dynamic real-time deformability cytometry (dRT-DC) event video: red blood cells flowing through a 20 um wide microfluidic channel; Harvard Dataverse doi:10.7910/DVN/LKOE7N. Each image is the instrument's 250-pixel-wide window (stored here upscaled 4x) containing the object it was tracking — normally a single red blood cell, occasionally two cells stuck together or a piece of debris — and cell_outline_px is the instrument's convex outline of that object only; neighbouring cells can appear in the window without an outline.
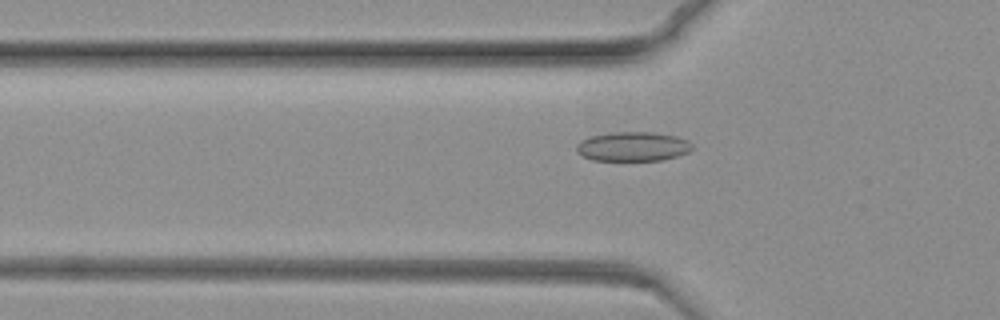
{"species": "common noctule bat (a hibernating species)", "species_latin": "Nyctalus noctula", "temperature_condition": "warm", "stored_images_in_passage": 51, "camera_frame_rate_fps": 3000, "um_per_image_px": 0.085, "animal": {"sex": "female", "body_mass_g": 19.3, "forearm_length_mm": 54.1}, "frame": {"image": 1, "passage_image": 3, "time_ms": 0.667, "image_size_px": [1000, 320], "cell_outline_px": [[692, 148], [688, 152], [676, 156], [660, 160], [592, 160], [576, 152], [576, 144], [580, 140], [588, 136], [616, 132], [652, 132], [676, 136], [688, 140], [692, 144]], "centroid_in_image_um": [53.76, 12.44], "position_along_channel_um": 72.0, "area_um2": 19.77}}
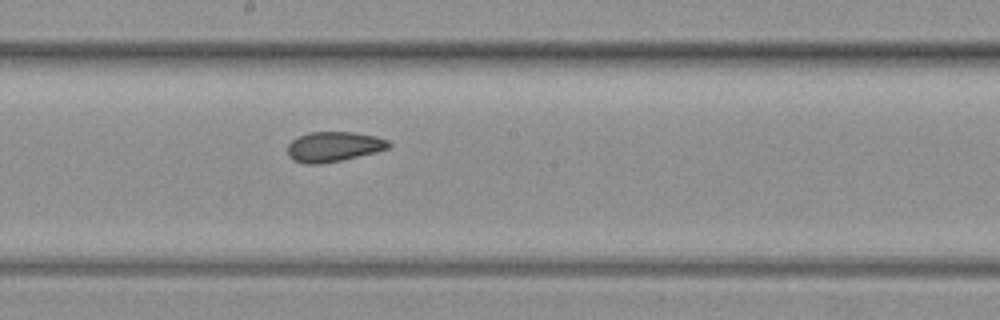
{"frame": {"image": 2, "passage_image": 20, "time_ms": 6.333, "image_size_px": [1000, 320], "cell_outline_px": [[392, 144], [388, 148], [376, 152], [340, 160], [320, 164], [304, 164], [292, 160], [288, 156], [288, 144], [292, 140], [308, 132], [352, 132], [376, 136], [388, 140]], "centroid_in_image_um": [28.35, 12.47], "position_along_channel_um": 219.9, "area_um2": 17.69}}
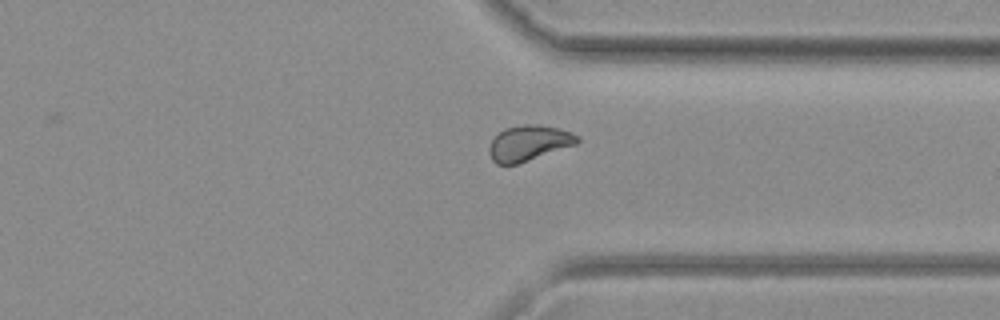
{"frame": {"image": 3, "passage_image": 37, "time_ms": 12.0, "image_size_px": [1000, 320], "cell_outline_px": [[580, 140], [576, 144], [516, 164], [496, 164], [492, 160], [488, 152], [488, 148], [492, 140], [504, 128], [524, 124], [540, 124], [572, 132], [580, 136]], "centroid_in_image_um": [44.94, 12.15], "position_along_channel_um": 366.5, "area_um2": 18.09}}